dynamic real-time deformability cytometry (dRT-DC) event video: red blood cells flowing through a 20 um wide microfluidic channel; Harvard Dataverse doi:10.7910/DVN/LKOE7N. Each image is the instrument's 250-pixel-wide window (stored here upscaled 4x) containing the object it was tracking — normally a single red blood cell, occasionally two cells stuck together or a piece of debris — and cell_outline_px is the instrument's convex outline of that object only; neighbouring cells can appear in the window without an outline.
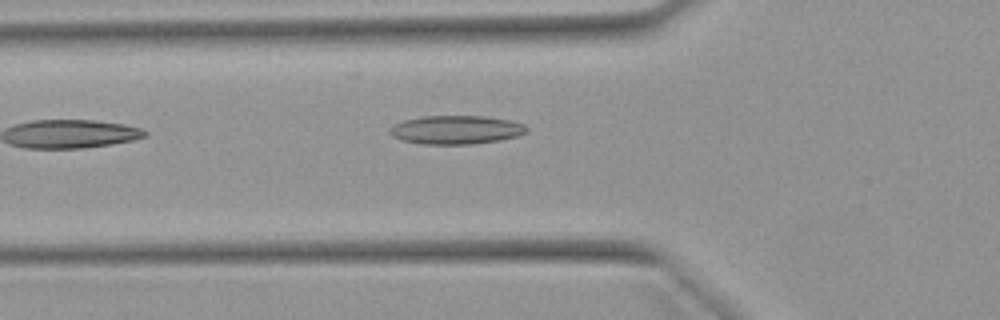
{"species": "Egyptian fruit bat (a non-hibernating species)", "species_latin": "Rousettus aegyptiacus", "temperature_condition": "warm", "stored_images_in_passage": 8, "camera_frame_rate_fps": 3000, "um_per_image_px": 0.085, "animal": {"sex": "female"}, "frame": {"image": 1, "passage_image": 3, "time_ms": 0.667, "image_size_px": [1000, 320], "cell_outline_px": [[528, 132], [516, 136], [500, 140], [472, 144], [424, 144], [400, 140], [392, 136], [388, 132], [388, 128], [392, 124], [404, 120], [424, 116], [484, 116], [508, 120], [524, 124], [528, 128]], "centroid_in_image_um": [38.72, 11.03], "position_along_channel_um": 87.1, "area_um2": 22.95}}